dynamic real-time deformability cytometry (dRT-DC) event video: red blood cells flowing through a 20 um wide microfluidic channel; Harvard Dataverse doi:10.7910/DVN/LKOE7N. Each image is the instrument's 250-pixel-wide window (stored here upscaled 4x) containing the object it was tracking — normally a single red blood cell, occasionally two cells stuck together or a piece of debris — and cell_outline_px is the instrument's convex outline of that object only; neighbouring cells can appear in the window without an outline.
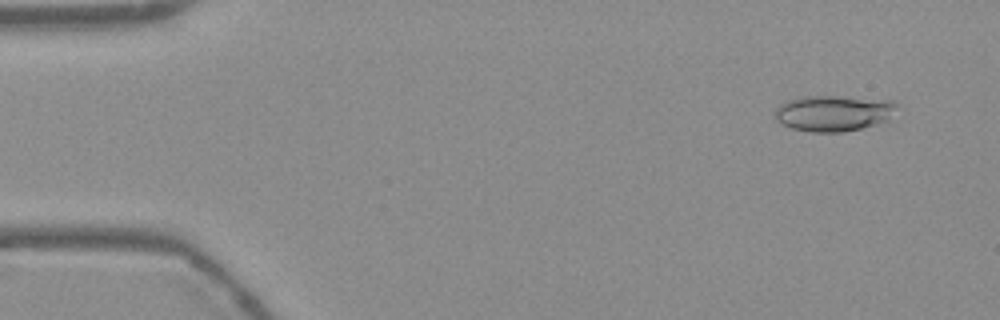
{"species": "Egyptian fruit bat (a non-hibernating species)", "species_latin": "Rousettus aegyptiacus", "temperature_condition": "warm", "stored_images_in_passage": 53, "camera_frame_rate_fps": 3000, "um_per_image_px": 0.085, "frame": {"image": 1, "passage_image": 4, "time_ms": 1.0, "image_size_px": [1000, 320], "cell_outline_px": [[900, 108], [888, 120], [876, 124], [844, 132], [812, 132], [792, 128], [780, 124], [772, 116], [776, 108], [780, 104], [788, 100], [800, 96], [836, 96], [892, 100]], "centroid_in_image_um": [70.84, 9.61], "position_along_channel_um": 14.2, "area_um2": 25.89}}
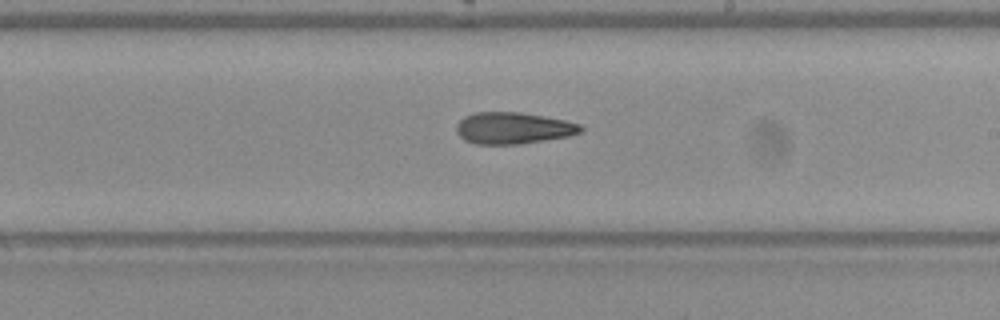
{"frame": {"image": 2, "passage_image": 31, "time_ms": 10.0, "image_size_px": [1000, 320], "cell_outline_px": [[584, 132], [568, 136], [520, 144], [476, 144], [464, 140], [456, 132], [456, 124], [464, 116], [476, 112], [520, 112], [544, 116], [564, 120], [580, 124], [584, 128]], "centroid_in_image_um": [43.62, 10.89], "position_along_channel_um": 245.4, "area_um2": 23.0}}
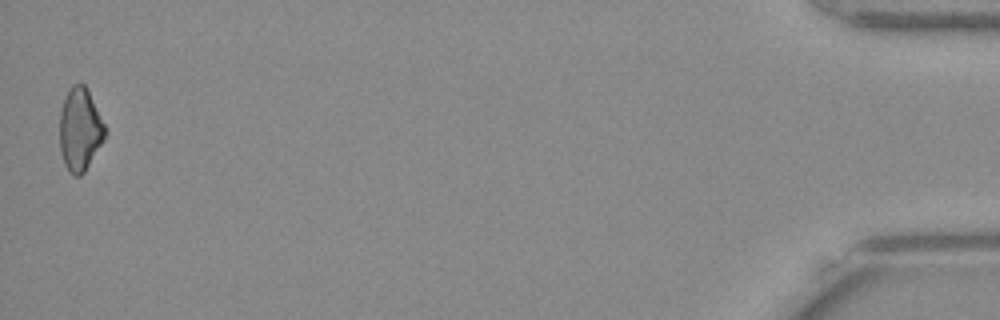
{"frame": {"image": 3, "passage_image": 53, "time_ms": 17.333, "image_size_px": [1000, 320], "cell_outline_px": [[108, 132], [104, 140], [84, 172], [80, 176], [72, 176], [68, 172], [64, 164], [60, 152], [60, 112], [68, 88], [72, 84], [84, 84]], "centroid_in_image_um": [6.78, 11.05], "position_along_channel_um": 428.4, "area_um2": 21.85}}